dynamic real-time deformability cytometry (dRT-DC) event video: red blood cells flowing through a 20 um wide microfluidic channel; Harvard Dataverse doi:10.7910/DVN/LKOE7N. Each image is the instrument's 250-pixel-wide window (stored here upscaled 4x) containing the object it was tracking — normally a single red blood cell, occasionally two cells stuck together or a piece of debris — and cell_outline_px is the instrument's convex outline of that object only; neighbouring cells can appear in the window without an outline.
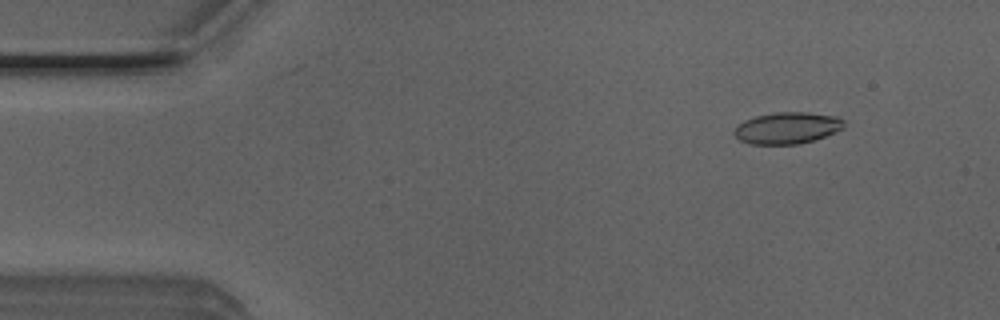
{"species": "Egyptian fruit bat (a non-hibernating species)", "species_latin": "Rousettus aegyptiacus", "temperature_condition": "room temperature", "stored_images_in_passage": 51, "camera_frame_rate_fps": 3000, "um_per_image_px": 0.085, "animal": {"sex": "male"}, "frame": {"image": 1, "passage_image": 6, "time_ms": 1.667, "image_size_px": [1000, 320], "cell_outline_px": [[844, 128], [836, 132], [800, 144], [752, 144], [740, 140], [732, 132], [744, 120], [756, 116], [772, 112], [808, 112], [836, 116], [844, 120]], "centroid_in_image_um": [66.93, 10.87], "position_along_channel_um": 18.1, "area_um2": 20.17}}
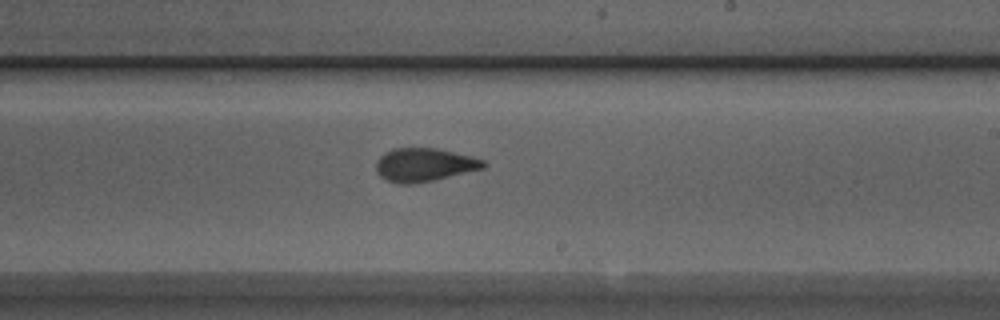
{"frame": {"image": 2, "passage_image": 30, "time_ms": 9.667, "image_size_px": [1000, 320], "cell_outline_px": [[488, 164], [484, 168], [432, 180], [408, 184], [404, 184], [388, 180], [380, 176], [376, 172], [376, 160], [384, 152], [392, 148], [436, 148], [472, 156], [484, 160]], "centroid_in_image_um": [36.05, 13.99], "position_along_channel_um": 252.9, "area_um2": 20.75}}
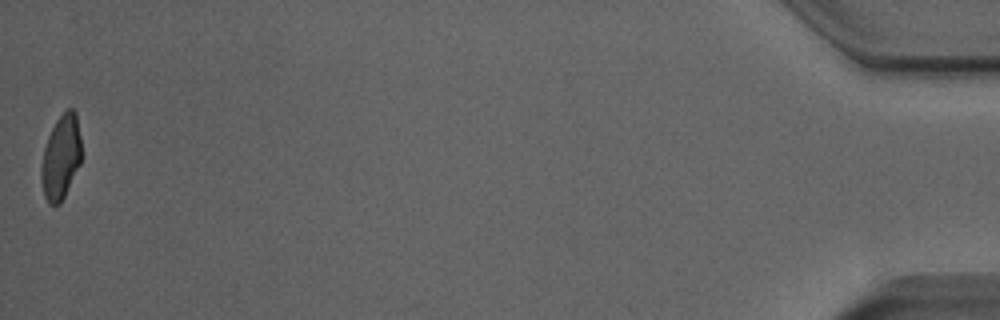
{"frame": {"image": 3, "passage_image": 51, "time_ms": 16.667, "image_size_px": [1000, 320], "cell_outline_px": [[80, 164], [60, 204], [48, 204], [44, 196], [40, 180], [40, 168], [44, 148], [48, 136], [56, 120], [68, 108], [72, 108], [76, 112], [80, 136]], "centroid_in_image_um": [5.15, 13.37], "position_along_channel_um": 430.0, "area_um2": 19.65}, "authors_computed_cell_mechanics": {"area_um2": 20.5768, "velocity_mm_per_s": 4.0213, "shape_relaxation_time_tau1_ms": 5.0049, "shape_relaxation_time_tau2_ms": 1.6223, "deformation_change_tau1": 0.1622, "deformation_change_tau2": 0.0767}}